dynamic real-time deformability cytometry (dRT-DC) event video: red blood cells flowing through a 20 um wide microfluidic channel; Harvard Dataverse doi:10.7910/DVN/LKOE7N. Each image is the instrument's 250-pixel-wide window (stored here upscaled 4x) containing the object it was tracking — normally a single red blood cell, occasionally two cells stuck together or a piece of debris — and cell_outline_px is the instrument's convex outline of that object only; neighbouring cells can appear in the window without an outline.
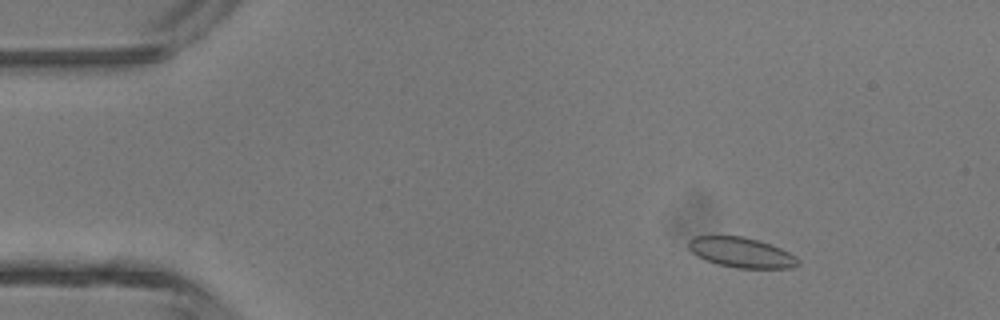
{"species": "common noctule bat (a hibernating species)", "species_latin": "Nyctalus noctula", "temperature_condition": "room temperature", "stored_images_in_passage": 46, "camera_frame_rate_fps": 3000, "um_per_image_px": 0.085, "animal": {"sex": "male", "body_mass_g": 13.3}, "frame": {"image": 1, "passage_image": 6, "time_ms": 1.667, "image_size_px": [1000, 320], "cell_outline_px": [[800, 264], [792, 268], [736, 268], [716, 264], [704, 260], [696, 256], [688, 248], [688, 240], [692, 236], [740, 236], [756, 240], [780, 248], [796, 256], [800, 260]], "centroid_in_image_um": [62.98, 21.47], "position_along_channel_um": 22.0, "area_um2": 19.31}}
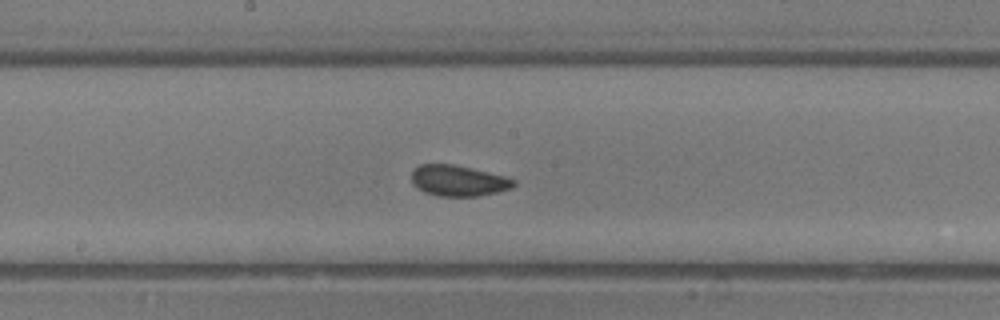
{"frame": {"image": 2, "passage_image": 24, "time_ms": 7.667, "image_size_px": [1000, 320], "cell_outline_px": [[516, 184], [512, 188], [480, 196], [436, 196], [424, 192], [416, 188], [412, 184], [412, 172], [420, 164], [452, 164], [504, 176], [516, 180]], "centroid_in_image_um": [38.94, 15.37], "position_along_channel_um": 209.3, "area_um2": 18.32}}
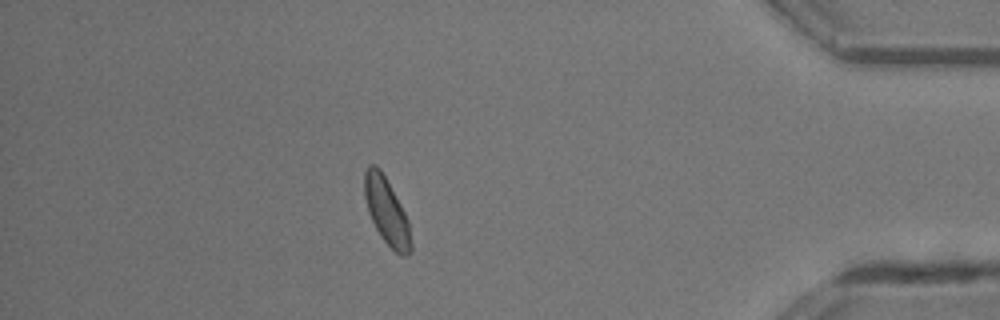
{"frame": {"image": 3, "passage_image": 40, "time_ms": 13.0, "image_size_px": [1000, 320], "cell_outline_px": [[412, 252], [408, 256], [400, 256], [384, 240], [376, 228], [368, 212], [364, 196], [364, 172], [368, 164], [376, 164], [380, 168], [400, 204], [408, 220], [412, 244]], "centroid_in_image_um": [32.86, 17.96], "position_along_channel_um": 402.3, "area_um2": 17.98}, "authors_computed_cell_mechanics": {"area_um2": 18.4382, "velocity_mm_per_s": 4.4794, "shape_relaxation_time_tau1_ms": 3.8885, "shape_relaxation_time_tau2_ms": 1.3984, "deformation_change_tau1": 0.0648, "deformation_change_tau2": 0.0532}}